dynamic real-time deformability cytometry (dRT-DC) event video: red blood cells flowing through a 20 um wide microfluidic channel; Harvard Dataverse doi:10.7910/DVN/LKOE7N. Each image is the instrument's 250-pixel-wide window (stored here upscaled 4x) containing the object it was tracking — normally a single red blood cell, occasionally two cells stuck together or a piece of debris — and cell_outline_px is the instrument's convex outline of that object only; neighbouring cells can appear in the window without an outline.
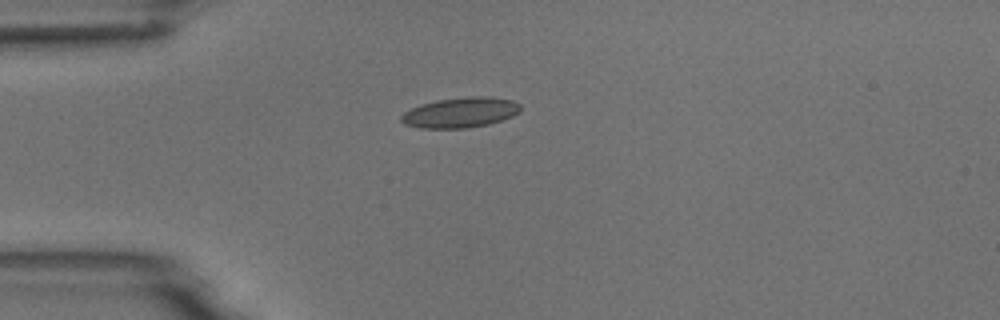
{"species": "common noctule bat (a hibernating species)", "species_latin": "Nyctalus noctula", "temperature_condition": "room temperature", "stored_images_in_passage": 4, "camera_frame_rate_fps": 3000, "um_per_image_px": 0.085, "animal": {"sex": "male", "body_mass_g": 18.8}, "frame": {"image": 1, "passage_image": 1, "time_ms": 0.0, "image_size_px": [1000, 320], "cell_outline_px": [[520, 112], [512, 116], [488, 124], [468, 128], [420, 128], [404, 124], [400, 120], [400, 116], [404, 112], [420, 104], [436, 100], [468, 96], [492, 96], [512, 100], [520, 104]], "centroid_in_image_um": [39.13, 9.55], "position_along_channel_um": 45.9, "area_um2": 21.15}}